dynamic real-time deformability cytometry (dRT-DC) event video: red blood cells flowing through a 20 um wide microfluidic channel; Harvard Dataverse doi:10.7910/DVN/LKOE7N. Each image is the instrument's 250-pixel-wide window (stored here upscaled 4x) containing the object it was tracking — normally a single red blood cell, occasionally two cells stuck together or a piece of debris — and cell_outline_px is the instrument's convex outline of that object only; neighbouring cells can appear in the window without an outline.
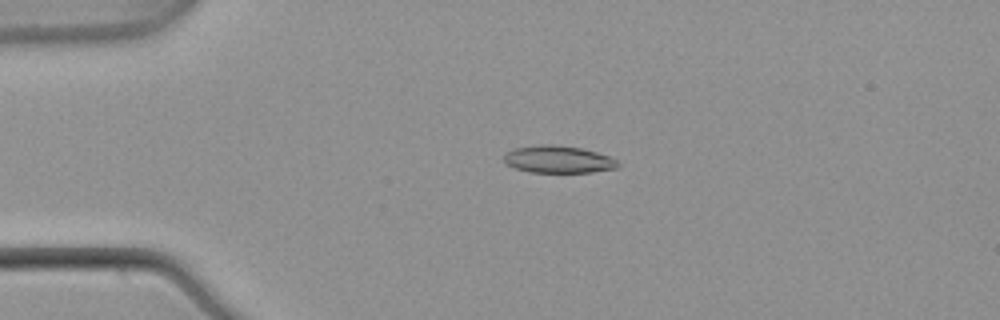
{"species": "common noctule bat (a hibernating species)", "species_latin": "Nyctalus noctula", "temperature_condition": "warm", "stored_images_in_passage": 45, "camera_frame_rate_fps": 3000, "um_per_image_px": 0.085, "animal": {"sex": "male", "body_mass_g": 21.5, "forearm_length_mm": 52.0}, "frame": {"image": 1, "passage_image": 4, "time_ms": 1.0, "image_size_px": [1000, 320], "cell_outline_px": [[620, 164], [616, 168], [592, 172], [528, 172], [516, 168], [508, 164], [504, 160], [504, 156], [512, 148], [536, 144], [556, 144], [580, 148], [596, 152], [608, 156], [616, 160]], "centroid_in_image_um": [47.43, 13.53], "position_along_channel_um": 37.6, "area_um2": 18.09}}
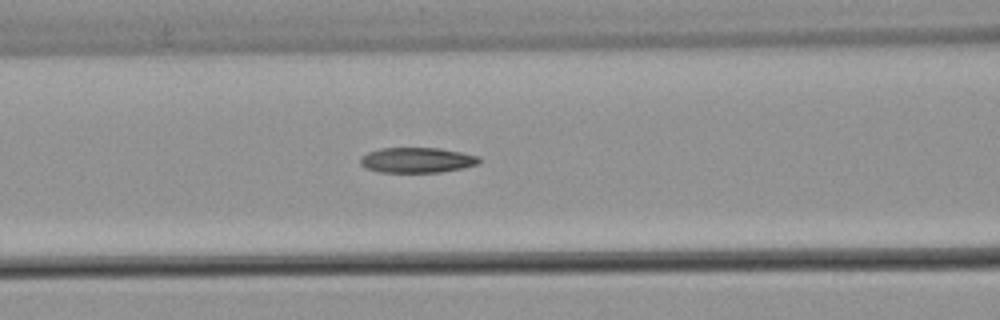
{"frame": {"image": 2, "passage_image": 14, "time_ms": 4.333, "image_size_px": [1000, 320], "cell_outline_px": [[480, 164], [464, 168], [440, 172], [380, 172], [364, 168], [360, 164], [360, 156], [368, 152], [380, 148], [440, 148], [480, 156]], "centroid_in_image_um": [35.44, 13.61], "position_along_channel_um": 131.2, "area_um2": 17.69}}
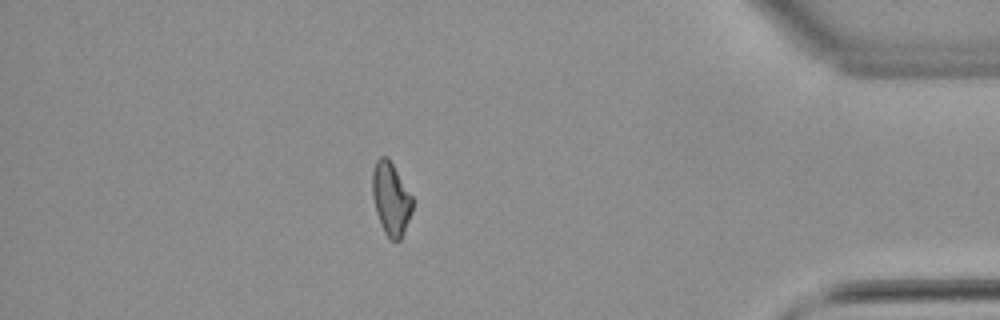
{"frame": {"image": 3, "passage_image": 38, "time_ms": 12.333, "image_size_px": [1000, 320], "cell_outline_px": [[412, 212], [404, 232], [400, 240], [392, 240], [384, 232], [380, 224], [376, 212], [372, 196], [372, 172], [376, 160], [380, 156], [388, 156], [412, 196]], "centroid_in_image_um": [33.21, 16.87], "position_along_channel_um": 402.0, "area_um2": 17.05}, "authors_computed_cell_mechanics": {"area_um2": 17.7446, "velocity_mm_per_s": 3.9027, "shape_relaxation_time_tau1_ms": null, "shape_relaxation_time_tau2_ms": 8.6718, "deformation_change_tau1": null, "deformation_change_tau2": 0.1927}}